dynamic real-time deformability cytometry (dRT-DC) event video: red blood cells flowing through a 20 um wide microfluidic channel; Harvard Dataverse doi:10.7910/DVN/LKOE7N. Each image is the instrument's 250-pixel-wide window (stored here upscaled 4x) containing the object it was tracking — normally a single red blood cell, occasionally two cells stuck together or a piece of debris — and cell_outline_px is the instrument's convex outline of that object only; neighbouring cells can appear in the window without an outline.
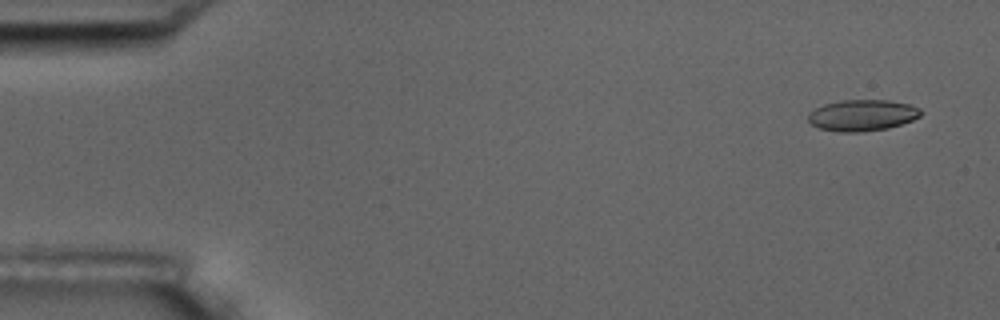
{"species": "common noctule bat (a hibernating species)", "species_latin": "Nyctalus noctula", "temperature_condition": "room temperature", "stored_images_in_passage": 6, "camera_frame_rate_fps": 3000, "um_per_image_px": 0.085, "animal": {"sex": "male", "body_mass_g": 17.5, "forearm_length_mm": 52.3}, "frame": {"image": 1, "passage_image": 1, "time_ms": 0.0, "image_size_px": [1000, 320], "cell_outline_px": [[920, 116], [912, 120], [888, 128], [860, 132], [836, 132], [820, 128], [812, 124], [808, 120], [808, 116], [816, 108], [824, 104], [840, 100], [888, 100], [908, 104], [920, 108]], "centroid_in_image_um": [73.29, 9.8], "position_along_channel_um": 11.7, "area_um2": 20.35}}
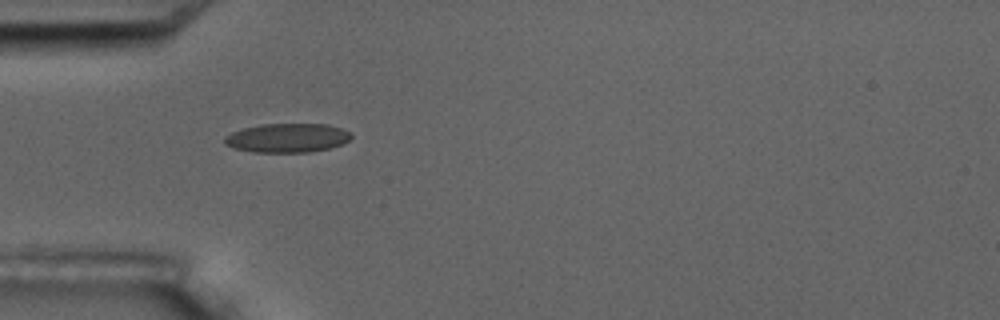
{"frame": {"image": 2, "passage_image": 5, "time_ms": 4.667, "image_size_px": [1000, 320], "cell_outline_px": [[352, 136], [344, 144], [328, 148], [308, 152], [252, 152], [232, 148], [224, 144], [224, 136], [232, 132], [244, 128], [260, 124], [328, 124], [352, 132]], "centroid_in_image_um": [24.41, 11.72], "position_along_channel_um": 60.6, "area_um2": 21.56}}